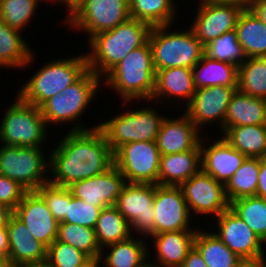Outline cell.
Segmentation results:
<instances>
[{"instance_id": "cell-1", "label": "cell", "mask_w": 266, "mask_h": 267, "mask_svg": "<svg viewBox=\"0 0 266 267\" xmlns=\"http://www.w3.org/2000/svg\"><path fill=\"white\" fill-rule=\"evenodd\" d=\"M66 134L49 154L50 183L67 187L102 174L114 165L113 152L98 127Z\"/></svg>"}, {"instance_id": "cell-2", "label": "cell", "mask_w": 266, "mask_h": 267, "mask_svg": "<svg viewBox=\"0 0 266 267\" xmlns=\"http://www.w3.org/2000/svg\"><path fill=\"white\" fill-rule=\"evenodd\" d=\"M151 26L133 18L114 29L92 36L88 42L87 66L97 76H104L132 50L143 46L149 37Z\"/></svg>"}, {"instance_id": "cell-3", "label": "cell", "mask_w": 266, "mask_h": 267, "mask_svg": "<svg viewBox=\"0 0 266 267\" xmlns=\"http://www.w3.org/2000/svg\"><path fill=\"white\" fill-rule=\"evenodd\" d=\"M102 80L125 103L150 101L155 90L156 71L148 41L132 50ZM134 100V101H133Z\"/></svg>"}, {"instance_id": "cell-4", "label": "cell", "mask_w": 266, "mask_h": 267, "mask_svg": "<svg viewBox=\"0 0 266 267\" xmlns=\"http://www.w3.org/2000/svg\"><path fill=\"white\" fill-rule=\"evenodd\" d=\"M102 83V78L88 69L76 82L65 88L60 94L45 101L40 106V111L47 127L49 124H73L74 121L76 125H73L70 131H85L97 128L99 123L88 128L87 126L84 127V123L81 124L78 119H81V115L87 110V106H90L91 101L93 102L95 96H98L96 94L101 90Z\"/></svg>"}, {"instance_id": "cell-5", "label": "cell", "mask_w": 266, "mask_h": 267, "mask_svg": "<svg viewBox=\"0 0 266 267\" xmlns=\"http://www.w3.org/2000/svg\"><path fill=\"white\" fill-rule=\"evenodd\" d=\"M88 70L85 53L51 60L20 88L17 95L25 102L40 107L49 98L60 94Z\"/></svg>"}, {"instance_id": "cell-6", "label": "cell", "mask_w": 266, "mask_h": 267, "mask_svg": "<svg viewBox=\"0 0 266 267\" xmlns=\"http://www.w3.org/2000/svg\"><path fill=\"white\" fill-rule=\"evenodd\" d=\"M171 25L152 27L148 43L155 71L173 67L193 68L205 54L204 45L192 29L172 30ZM170 29V31H169Z\"/></svg>"}, {"instance_id": "cell-7", "label": "cell", "mask_w": 266, "mask_h": 267, "mask_svg": "<svg viewBox=\"0 0 266 267\" xmlns=\"http://www.w3.org/2000/svg\"><path fill=\"white\" fill-rule=\"evenodd\" d=\"M157 110L151 107H141L127 112L124 110L112 119L99 122L98 128L103 132L113 153L126 143L155 141L166 118Z\"/></svg>"}, {"instance_id": "cell-8", "label": "cell", "mask_w": 266, "mask_h": 267, "mask_svg": "<svg viewBox=\"0 0 266 267\" xmlns=\"http://www.w3.org/2000/svg\"><path fill=\"white\" fill-rule=\"evenodd\" d=\"M16 96L0 121V143L7 146L42 147L48 138V127L40 107Z\"/></svg>"}, {"instance_id": "cell-9", "label": "cell", "mask_w": 266, "mask_h": 267, "mask_svg": "<svg viewBox=\"0 0 266 267\" xmlns=\"http://www.w3.org/2000/svg\"><path fill=\"white\" fill-rule=\"evenodd\" d=\"M43 147L0 146V174L36 191L49 182L50 157ZM48 174V175H47Z\"/></svg>"}, {"instance_id": "cell-10", "label": "cell", "mask_w": 266, "mask_h": 267, "mask_svg": "<svg viewBox=\"0 0 266 267\" xmlns=\"http://www.w3.org/2000/svg\"><path fill=\"white\" fill-rule=\"evenodd\" d=\"M129 0H85L65 21L66 26L87 34L88 40L130 19ZM80 29V30H79Z\"/></svg>"}, {"instance_id": "cell-11", "label": "cell", "mask_w": 266, "mask_h": 267, "mask_svg": "<svg viewBox=\"0 0 266 267\" xmlns=\"http://www.w3.org/2000/svg\"><path fill=\"white\" fill-rule=\"evenodd\" d=\"M160 156L156 140L126 143L113 153L126 182L141 184L158 185Z\"/></svg>"}, {"instance_id": "cell-12", "label": "cell", "mask_w": 266, "mask_h": 267, "mask_svg": "<svg viewBox=\"0 0 266 267\" xmlns=\"http://www.w3.org/2000/svg\"><path fill=\"white\" fill-rule=\"evenodd\" d=\"M156 184L126 183L115 207L129 223L132 235H154V197Z\"/></svg>"}, {"instance_id": "cell-13", "label": "cell", "mask_w": 266, "mask_h": 267, "mask_svg": "<svg viewBox=\"0 0 266 267\" xmlns=\"http://www.w3.org/2000/svg\"><path fill=\"white\" fill-rule=\"evenodd\" d=\"M187 203L190 215H211L215 218L229 208L225 185L215 180L202 169L179 186ZM193 212V213H192Z\"/></svg>"}, {"instance_id": "cell-14", "label": "cell", "mask_w": 266, "mask_h": 267, "mask_svg": "<svg viewBox=\"0 0 266 267\" xmlns=\"http://www.w3.org/2000/svg\"><path fill=\"white\" fill-rule=\"evenodd\" d=\"M237 87L211 86L196 89L191 101L185 106L184 112L192 123L202 132L204 125H224L225 114L230 100L237 91ZM218 122V123H217ZM203 125V126H202Z\"/></svg>"}, {"instance_id": "cell-15", "label": "cell", "mask_w": 266, "mask_h": 267, "mask_svg": "<svg viewBox=\"0 0 266 267\" xmlns=\"http://www.w3.org/2000/svg\"><path fill=\"white\" fill-rule=\"evenodd\" d=\"M154 234L193 230L187 203L179 186L157 185L154 197Z\"/></svg>"}, {"instance_id": "cell-16", "label": "cell", "mask_w": 266, "mask_h": 267, "mask_svg": "<svg viewBox=\"0 0 266 267\" xmlns=\"http://www.w3.org/2000/svg\"><path fill=\"white\" fill-rule=\"evenodd\" d=\"M190 28L205 46L222 34L235 30L244 7L234 3L201 1Z\"/></svg>"}, {"instance_id": "cell-17", "label": "cell", "mask_w": 266, "mask_h": 267, "mask_svg": "<svg viewBox=\"0 0 266 267\" xmlns=\"http://www.w3.org/2000/svg\"><path fill=\"white\" fill-rule=\"evenodd\" d=\"M215 219L214 230L220 240L240 258H253L265 255V243L230 208Z\"/></svg>"}, {"instance_id": "cell-18", "label": "cell", "mask_w": 266, "mask_h": 267, "mask_svg": "<svg viewBox=\"0 0 266 267\" xmlns=\"http://www.w3.org/2000/svg\"><path fill=\"white\" fill-rule=\"evenodd\" d=\"M126 183L122 173L113 165L106 172L73 182L67 188L72 196L104 209L115 206Z\"/></svg>"}, {"instance_id": "cell-19", "label": "cell", "mask_w": 266, "mask_h": 267, "mask_svg": "<svg viewBox=\"0 0 266 267\" xmlns=\"http://www.w3.org/2000/svg\"><path fill=\"white\" fill-rule=\"evenodd\" d=\"M13 214L29 229L33 237L47 248L57 239L59 222L37 191H28Z\"/></svg>"}, {"instance_id": "cell-20", "label": "cell", "mask_w": 266, "mask_h": 267, "mask_svg": "<svg viewBox=\"0 0 266 267\" xmlns=\"http://www.w3.org/2000/svg\"><path fill=\"white\" fill-rule=\"evenodd\" d=\"M216 139L211 143L208 141L206 145L204 138H201V169L226 185L247 157L233 148L222 136Z\"/></svg>"}, {"instance_id": "cell-21", "label": "cell", "mask_w": 266, "mask_h": 267, "mask_svg": "<svg viewBox=\"0 0 266 267\" xmlns=\"http://www.w3.org/2000/svg\"><path fill=\"white\" fill-rule=\"evenodd\" d=\"M180 116L164 119L156 139L160 155L190 151L200 143L201 131L185 113Z\"/></svg>"}, {"instance_id": "cell-22", "label": "cell", "mask_w": 266, "mask_h": 267, "mask_svg": "<svg viewBox=\"0 0 266 267\" xmlns=\"http://www.w3.org/2000/svg\"><path fill=\"white\" fill-rule=\"evenodd\" d=\"M6 228L9 239V267L46 260L47 247L36 240L27 226L14 214L9 218Z\"/></svg>"}, {"instance_id": "cell-23", "label": "cell", "mask_w": 266, "mask_h": 267, "mask_svg": "<svg viewBox=\"0 0 266 267\" xmlns=\"http://www.w3.org/2000/svg\"><path fill=\"white\" fill-rule=\"evenodd\" d=\"M195 92L196 87L191 68H167L156 71L155 90L150 101L156 102L154 104L156 105L158 102L163 104V100L171 101L179 98L186 102V106Z\"/></svg>"}, {"instance_id": "cell-24", "label": "cell", "mask_w": 266, "mask_h": 267, "mask_svg": "<svg viewBox=\"0 0 266 267\" xmlns=\"http://www.w3.org/2000/svg\"><path fill=\"white\" fill-rule=\"evenodd\" d=\"M192 228L195 229L151 235L149 238L152 239L151 246L155 251L154 262L163 267H180L194 246L197 229Z\"/></svg>"}, {"instance_id": "cell-25", "label": "cell", "mask_w": 266, "mask_h": 267, "mask_svg": "<svg viewBox=\"0 0 266 267\" xmlns=\"http://www.w3.org/2000/svg\"><path fill=\"white\" fill-rule=\"evenodd\" d=\"M201 170L200 143L190 151L161 155L158 185L180 186Z\"/></svg>"}, {"instance_id": "cell-26", "label": "cell", "mask_w": 266, "mask_h": 267, "mask_svg": "<svg viewBox=\"0 0 266 267\" xmlns=\"http://www.w3.org/2000/svg\"><path fill=\"white\" fill-rule=\"evenodd\" d=\"M146 239L136 238L133 234L128 239L103 248L97 262L98 267H138L151 255ZM106 249L109 251L105 252Z\"/></svg>"}, {"instance_id": "cell-27", "label": "cell", "mask_w": 266, "mask_h": 267, "mask_svg": "<svg viewBox=\"0 0 266 267\" xmlns=\"http://www.w3.org/2000/svg\"><path fill=\"white\" fill-rule=\"evenodd\" d=\"M243 125H266V100L237 90L227 108L222 133L227 128Z\"/></svg>"}, {"instance_id": "cell-28", "label": "cell", "mask_w": 266, "mask_h": 267, "mask_svg": "<svg viewBox=\"0 0 266 267\" xmlns=\"http://www.w3.org/2000/svg\"><path fill=\"white\" fill-rule=\"evenodd\" d=\"M23 38L22 32L0 20V68L21 69L32 65L35 54Z\"/></svg>"}, {"instance_id": "cell-29", "label": "cell", "mask_w": 266, "mask_h": 267, "mask_svg": "<svg viewBox=\"0 0 266 267\" xmlns=\"http://www.w3.org/2000/svg\"><path fill=\"white\" fill-rule=\"evenodd\" d=\"M238 66L214 60L206 56L192 68L196 89L211 86H238Z\"/></svg>"}, {"instance_id": "cell-30", "label": "cell", "mask_w": 266, "mask_h": 267, "mask_svg": "<svg viewBox=\"0 0 266 267\" xmlns=\"http://www.w3.org/2000/svg\"><path fill=\"white\" fill-rule=\"evenodd\" d=\"M222 137L246 157H266V125L230 127L222 133Z\"/></svg>"}, {"instance_id": "cell-31", "label": "cell", "mask_w": 266, "mask_h": 267, "mask_svg": "<svg viewBox=\"0 0 266 267\" xmlns=\"http://www.w3.org/2000/svg\"><path fill=\"white\" fill-rule=\"evenodd\" d=\"M235 30L247 58L266 57V25L249 8L241 12Z\"/></svg>"}, {"instance_id": "cell-32", "label": "cell", "mask_w": 266, "mask_h": 267, "mask_svg": "<svg viewBox=\"0 0 266 267\" xmlns=\"http://www.w3.org/2000/svg\"><path fill=\"white\" fill-rule=\"evenodd\" d=\"M194 247L202 255L208 267H236L241 259L220 240L214 231L202 230V226L197 229Z\"/></svg>"}, {"instance_id": "cell-33", "label": "cell", "mask_w": 266, "mask_h": 267, "mask_svg": "<svg viewBox=\"0 0 266 267\" xmlns=\"http://www.w3.org/2000/svg\"><path fill=\"white\" fill-rule=\"evenodd\" d=\"M176 7L173 0H129L130 17L151 27L172 25L174 18H178Z\"/></svg>"}, {"instance_id": "cell-34", "label": "cell", "mask_w": 266, "mask_h": 267, "mask_svg": "<svg viewBox=\"0 0 266 267\" xmlns=\"http://www.w3.org/2000/svg\"><path fill=\"white\" fill-rule=\"evenodd\" d=\"M94 231L101 250L132 236L129 223L115 206L101 210Z\"/></svg>"}, {"instance_id": "cell-35", "label": "cell", "mask_w": 266, "mask_h": 267, "mask_svg": "<svg viewBox=\"0 0 266 267\" xmlns=\"http://www.w3.org/2000/svg\"><path fill=\"white\" fill-rule=\"evenodd\" d=\"M260 158L247 157L238 170L225 185L226 197L229 201L238 198L256 196Z\"/></svg>"}, {"instance_id": "cell-36", "label": "cell", "mask_w": 266, "mask_h": 267, "mask_svg": "<svg viewBox=\"0 0 266 267\" xmlns=\"http://www.w3.org/2000/svg\"><path fill=\"white\" fill-rule=\"evenodd\" d=\"M239 92L266 98V57L247 58L238 69Z\"/></svg>"}, {"instance_id": "cell-37", "label": "cell", "mask_w": 266, "mask_h": 267, "mask_svg": "<svg viewBox=\"0 0 266 267\" xmlns=\"http://www.w3.org/2000/svg\"><path fill=\"white\" fill-rule=\"evenodd\" d=\"M229 208L266 244V199L258 196L238 198Z\"/></svg>"}, {"instance_id": "cell-38", "label": "cell", "mask_w": 266, "mask_h": 267, "mask_svg": "<svg viewBox=\"0 0 266 267\" xmlns=\"http://www.w3.org/2000/svg\"><path fill=\"white\" fill-rule=\"evenodd\" d=\"M57 239L82 251L93 262H98L102 250L93 228L59 222Z\"/></svg>"}, {"instance_id": "cell-39", "label": "cell", "mask_w": 266, "mask_h": 267, "mask_svg": "<svg viewBox=\"0 0 266 267\" xmlns=\"http://www.w3.org/2000/svg\"><path fill=\"white\" fill-rule=\"evenodd\" d=\"M205 55L211 59L240 66L247 59L238 41L236 30L222 34L204 46Z\"/></svg>"}, {"instance_id": "cell-40", "label": "cell", "mask_w": 266, "mask_h": 267, "mask_svg": "<svg viewBox=\"0 0 266 267\" xmlns=\"http://www.w3.org/2000/svg\"><path fill=\"white\" fill-rule=\"evenodd\" d=\"M43 0H1L0 20L12 29L22 32L37 12ZM47 1V0H44ZM38 5V6H37Z\"/></svg>"}, {"instance_id": "cell-41", "label": "cell", "mask_w": 266, "mask_h": 267, "mask_svg": "<svg viewBox=\"0 0 266 267\" xmlns=\"http://www.w3.org/2000/svg\"><path fill=\"white\" fill-rule=\"evenodd\" d=\"M46 260L50 267H87L92 262L85 253L58 239L47 248Z\"/></svg>"}, {"instance_id": "cell-42", "label": "cell", "mask_w": 266, "mask_h": 267, "mask_svg": "<svg viewBox=\"0 0 266 267\" xmlns=\"http://www.w3.org/2000/svg\"><path fill=\"white\" fill-rule=\"evenodd\" d=\"M46 201L53 217L61 222L67 213L70 204V191L67 187L47 182L36 190Z\"/></svg>"}, {"instance_id": "cell-43", "label": "cell", "mask_w": 266, "mask_h": 267, "mask_svg": "<svg viewBox=\"0 0 266 267\" xmlns=\"http://www.w3.org/2000/svg\"><path fill=\"white\" fill-rule=\"evenodd\" d=\"M101 210V208L78 199L70 193V204H68L65 218L61 222L94 229Z\"/></svg>"}, {"instance_id": "cell-44", "label": "cell", "mask_w": 266, "mask_h": 267, "mask_svg": "<svg viewBox=\"0 0 266 267\" xmlns=\"http://www.w3.org/2000/svg\"><path fill=\"white\" fill-rule=\"evenodd\" d=\"M27 192L19 182L0 174V203L14 210Z\"/></svg>"}, {"instance_id": "cell-45", "label": "cell", "mask_w": 266, "mask_h": 267, "mask_svg": "<svg viewBox=\"0 0 266 267\" xmlns=\"http://www.w3.org/2000/svg\"><path fill=\"white\" fill-rule=\"evenodd\" d=\"M180 267H208L199 253V251L193 246V248L188 252L184 262Z\"/></svg>"}, {"instance_id": "cell-46", "label": "cell", "mask_w": 266, "mask_h": 267, "mask_svg": "<svg viewBox=\"0 0 266 267\" xmlns=\"http://www.w3.org/2000/svg\"><path fill=\"white\" fill-rule=\"evenodd\" d=\"M256 196L266 199V157L260 158Z\"/></svg>"}, {"instance_id": "cell-47", "label": "cell", "mask_w": 266, "mask_h": 267, "mask_svg": "<svg viewBox=\"0 0 266 267\" xmlns=\"http://www.w3.org/2000/svg\"><path fill=\"white\" fill-rule=\"evenodd\" d=\"M248 8L266 25V0H251Z\"/></svg>"}, {"instance_id": "cell-48", "label": "cell", "mask_w": 266, "mask_h": 267, "mask_svg": "<svg viewBox=\"0 0 266 267\" xmlns=\"http://www.w3.org/2000/svg\"><path fill=\"white\" fill-rule=\"evenodd\" d=\"M236 267H266V254L253 258H241Z\"/></svg>"}, {"instance_id": "cell-49", "label": "cell", "mask_w": 266, "mask_h": 267, "mask_svg": "<svg viewBox=\"0 0 266 267\" xmlns=\"http://www.w3.org/2000/svg\"><path fill=\"white\" fill-rule=\"evenodd\" d=\"M0 256L8 261L9 256V239L6 227L0 228Z\"/></svg>"}, {"instance_id": "cell-50", "label": "cell", "mask_w": 266, "mask_h": 267, "mask_svg": "<svg viewBox=\"0 0 266 267\" xmlns=\"http://www.w3.org/2000/svg\"><path fill=\"white\" fill-rule=\"evenodd\" d=\"M58 2L61 3L62 5H64L65 9H67L66 12V17L65 20L68 19L73 13L74 11L85 1V0H51L50 2Z\"/></svg>"}, {"instance_id": "cell-51", "label": "cell", "mask_w": 266, "mask_h": 267, "mask_svg": "<svg viewBox=\"0 0 266 267\" xmlns=\"http://www.w3.org/2000/svg\"><path fill=\"white\" fill-rule=\"evenodd\" d=\"M13 210L0 203V228L6 227Z\"/></svg>"}, {"instance_id": "cell-52", "label": "cell", "mask_w": 266, "mask_h": 267, "mask_svg": "<svg viewBox=\"0 0 266 267\" xmlns=\"http://www.w3.org/2000/svg\"><path fill=\"white\" fill-rule=\"evenodd\" d=\"M215 3H234L238 4L244 8H248L251 0H205Z\"/></svg>"}, {"instance_id": "cell-53", "label": "cell", "mask_w": 266, "mask_h": 267, "mask_svg": "<svg viewBox=\"0 0 266 267\" xmlns=\"http://www.w3.org/2000/svg\"><path fill=\"white\" fill-rule=\"evenodd\" d=\"M12 267H50L49 263L47 260L39 261V262H26V263H21L16 266Z\"/></svg>"}, {"instance_id": "cell-54", "label": "cell", "mask_w": 266, "mask_h": 267, "mask_svg": "<svg viewBox=\"0 0 266 267\" xmlns=\"http://www.w3.org/2000/svg\"><path fill=\"white\" fill-rule=\"evenodd\" d=\"M151 259L148 258V260H144L138 267H163L161 266L160 264L158 263H155L153 262V259H152V262H150Z\"/></svg>"}, {"instance_id": "cell-55", "label": "cell", "mask_w": 266, "mask_h": 267, "mask_svg": "<svg viewBox=\"0 0 266 267\" xmlns=\"http://www.w3.org/2000/svg\"><path fill=\"white\" fill-rule=\"evenodd\" d=\"M0 267H9L7 259L2 256H0Z\"/></svg>"}, {"instance_id": "cell-56", "label": "cell", "mask_w": 266, "mask_h": 267, "mask_svg": "<svg viewBox=\"0 0 266 267\" xmlns=\"http://www.w3.org/2000/svg\"><path fill=\"white\" fill-rule=\"evenodd\" d=\"M87 267H98L96 262H91Z\"/></svg>"}]
</instances>
